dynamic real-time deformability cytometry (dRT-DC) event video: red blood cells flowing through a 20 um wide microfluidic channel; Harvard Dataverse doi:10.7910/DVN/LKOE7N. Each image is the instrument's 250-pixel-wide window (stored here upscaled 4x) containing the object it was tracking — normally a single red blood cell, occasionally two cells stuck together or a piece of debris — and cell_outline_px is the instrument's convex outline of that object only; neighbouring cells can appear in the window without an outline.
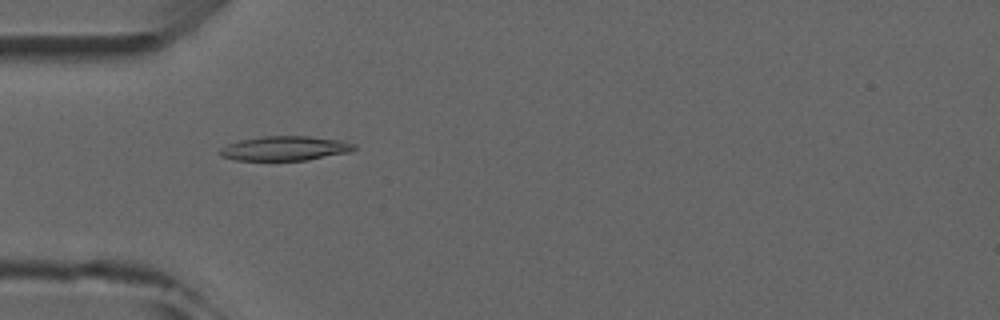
{"species": "common noctule bat (a hibernating species)", "species_latin": "Nyctalus noctula", "temperature_condition": "room temperature", "stored_images_in_passage": 3, "camera_frame_rate_fps": 3000, "um_per_image_px": 0.085, "animal": {"sex": "male", "forearm_length_mm": 52.5}, "frame": {"image": 1, "passage_image": 2, "time_ms": 1.0, "image_size_px": [1000, 320], "cell_outline_px": [[356, 148], [352, 152], [308, 160], [236, 160], [220, 156], [216, 152], [220, 148], [228, 144], [240, 140], [264, 136], [308, 136], [344, 140], [356, 144]], "centroid_in_image_um": [24.26, 12.61], "position_along_channel_um": 60.7, "area_um2": 19.42}}
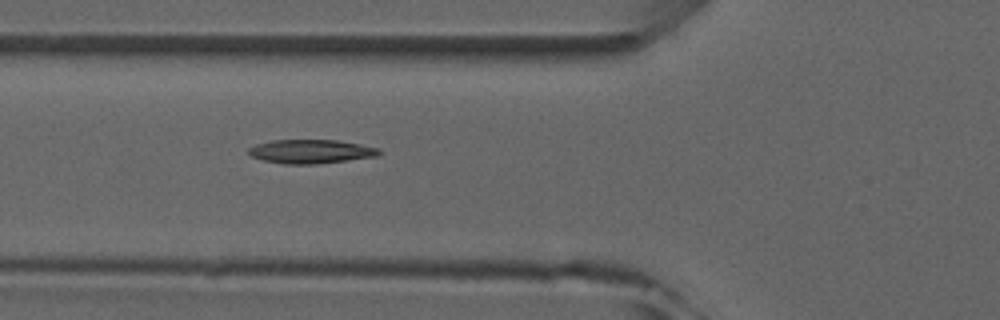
{"frame": {"image": 2, "passage_image": 3, "time_ms": 2.0, "image_size_px": [1000, 320], "cell_outline_px": [[384, 152], [376, 156], [316, 164], [284, 164], [264, 160], [252, 156], [248, 152], [248, 148], [256, 144], [272, 140], [336, 140], [360, 144], [380, 148]], "centroid_in_image_um": [26.45, 12.87], "position_along_channel_um": 99.4, "area_um2": 18.09}}